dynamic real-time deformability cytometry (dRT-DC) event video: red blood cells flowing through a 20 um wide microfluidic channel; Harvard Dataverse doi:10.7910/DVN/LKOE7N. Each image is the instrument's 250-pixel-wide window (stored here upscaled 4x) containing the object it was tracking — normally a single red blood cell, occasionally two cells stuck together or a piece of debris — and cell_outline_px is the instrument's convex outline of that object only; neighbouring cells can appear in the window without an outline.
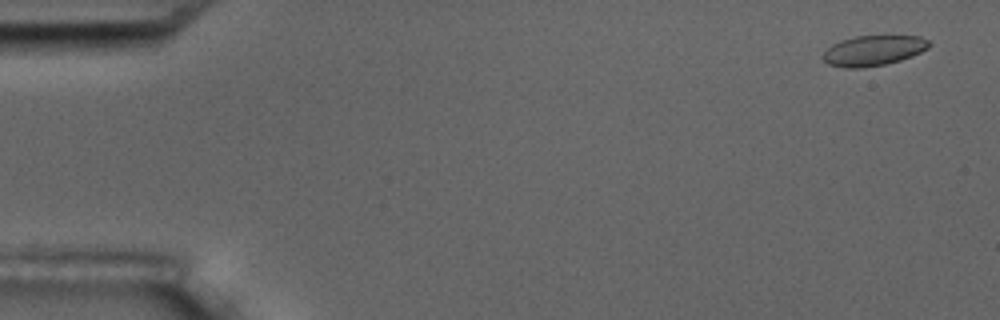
{"species": "common noctule bat (a hibernating species)", "species_latin": "Nyctalus noctula", "temperature_condition": "room temperature", "stored_images_in_passage": 5, "camera_frame_rate_fps": 3000, "um_per_image_px": 0.085, "animal": {"sex": "male", "body_mass_g": 17.5, "forearm_length_mm": 52.3}, "frame": {"image": 1, "passage_image": 1, "time_ms": 0.0, "image_size_px": [1000, 320], "cell_outline_px": [[932, 44], [928, 48], [912, 56], [900, 60], [884, 64], [864, 68], [844, 68], [828, 64], [820, 56], [832, 44], [840, 40], [856, 36], [920, 36], [928, 40]], "centroid_in_image_um": [74.22, 4.3], "position_along_channel_um": 10.8, "area_um2": 18.79}}
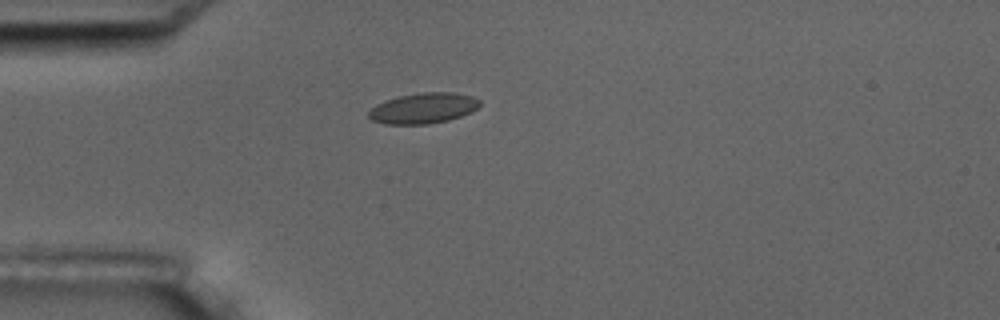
{"frame": {"image": 2, "passage_image": 5, "time_ms": 4.333, "image_size_px": [1000, 320], "cell_outline_px": [[480, 104], [472, 112], [448, 120], [428, 124], [384, 124], [372, 120], [368, 116], [368, 112], [376, 104], [384, 100], [400, 96], [420, 92], [456, 92], [472, 96], [480, 100]], "centroid_in_image_um": [35.98, 9.19], "position_along_channel_um": 49.0, "area_um2": 19.88}}